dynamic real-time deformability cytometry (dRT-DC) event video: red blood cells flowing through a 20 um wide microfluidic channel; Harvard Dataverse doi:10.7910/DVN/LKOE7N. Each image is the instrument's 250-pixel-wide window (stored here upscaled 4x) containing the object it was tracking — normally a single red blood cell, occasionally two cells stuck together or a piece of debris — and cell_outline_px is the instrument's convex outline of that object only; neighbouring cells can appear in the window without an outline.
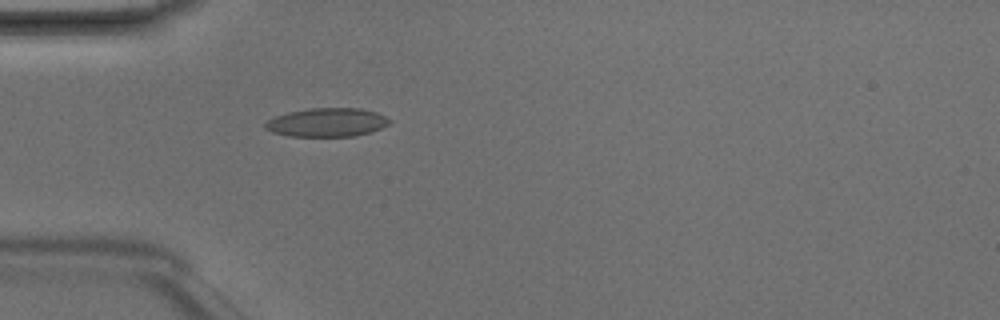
{"species": "Egyptian fruit bat (a non-hibernating species)", "species_latin": "Rousettus aegyptiacus", "temperature_condition": "room temperature", "stored_images_in_passage": 2, "camera_frame_rate_fps": 3000, "um_per_image_px": 0.085, "animal": {"sex": "male"}, "frame": {"image": 1, "passage_image": 2, "time_ms": 0.333, "image_size_px": [1000, 320], "cell_outline_px": [[392, 120], [388, 124], [372, 132], [356, 136], [288, 136], [272, 132], [264, 128], [264, 124], [268, 120], [276, 116], [288, 112], [312, 108], [360, 108], [376, 112]], "centroid_in_image_um": [27.8, 10.4], "position_along_channel_um": 57.2, "area_um2": 20.75}}